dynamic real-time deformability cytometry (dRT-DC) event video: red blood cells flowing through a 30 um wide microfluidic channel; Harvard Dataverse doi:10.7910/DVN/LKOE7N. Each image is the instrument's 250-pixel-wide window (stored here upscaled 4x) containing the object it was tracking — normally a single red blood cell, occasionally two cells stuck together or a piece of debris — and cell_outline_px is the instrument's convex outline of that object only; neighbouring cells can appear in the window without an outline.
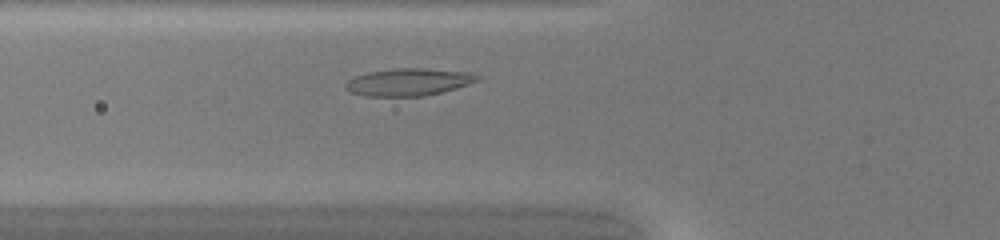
{"species": "common noctule bat (a hibernating species)", "species_latin": "Nyctalus noctula", "temperature_condition": "warm", "stored_images_in_passage": 37, "camera_frame_rate_fps": 3000, "um_per_image_px": 0.085, "animal": {"sex": "female", "body_mass_g": 20.0, "forearm_length_mm": 54.0}, "frame": {"image": 1, "passage_image": 6, "time_ms": 1.667, "image_size_px": [1000, 240], "cell_outline_px": [[480, 80], [456, 88], [424, 96], [364, 96], [348, 92], [344, 88], [344, 84], [348, 80], [356, 76], [368, 72], [392, 68], [424, 68], [472, 72], [480, 76]], "centroid_in_image_um": [34.71, 6.97], "position_along_channel_um": 91.1, "area_um2": 21.21}}
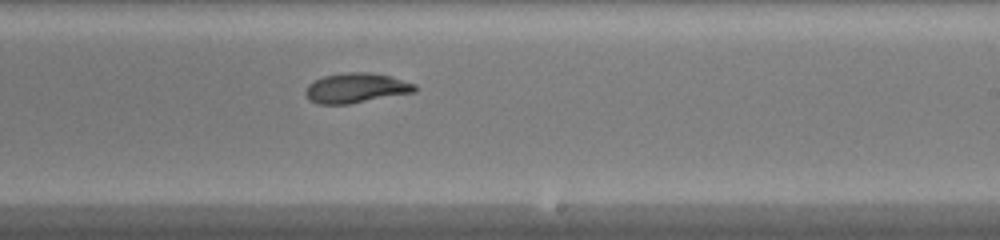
{"frame": {"image": 2, "passage_image": 18, "time_ms": 5.667, "image_size_px": [1000, 240], "cell_outline_px": [[416, 92], [348, 104], [316, 104], [308, 100], [304, 92], [308, 84], [324, 76], [348, 72], [372, 72], [388, 76], [416, 84]], "centroid_in_image_um": [30.24, 7.49], "position_along_channel_um": 258.8, "area_um2": 19.02}}
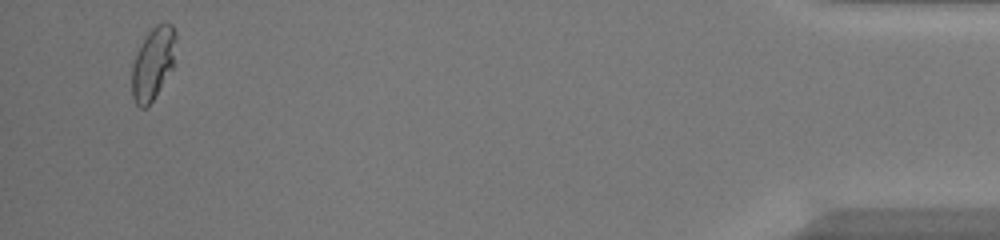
{"frame": {"image": 3, "passage_image": 35, "time_ms": 11.333, "image_size_px": [1000, 240], "cell_outline_px": [[176, 36], [172, 68], [148, 108], [140, 108], [136, 104], [132, 96], [132, 64], [148, 32], [156, 24], [172, 24], [176, 32]], "centroid_in_image_um": [13.0, 5.42], "position_along_channel_um": 422.2, "area_um2": 18.21}, "authors_computed_cell_mechanics": {"area_um2": 19.0162, "velocity_mm_per_s": 4.2123, "shape_relaxation_time_tau1_ms": null, "shape_relaxation_time_tau2_ms": 1.6826, "deformation_change_tau1": null, "deformation_change_tau2": 0.0635}}